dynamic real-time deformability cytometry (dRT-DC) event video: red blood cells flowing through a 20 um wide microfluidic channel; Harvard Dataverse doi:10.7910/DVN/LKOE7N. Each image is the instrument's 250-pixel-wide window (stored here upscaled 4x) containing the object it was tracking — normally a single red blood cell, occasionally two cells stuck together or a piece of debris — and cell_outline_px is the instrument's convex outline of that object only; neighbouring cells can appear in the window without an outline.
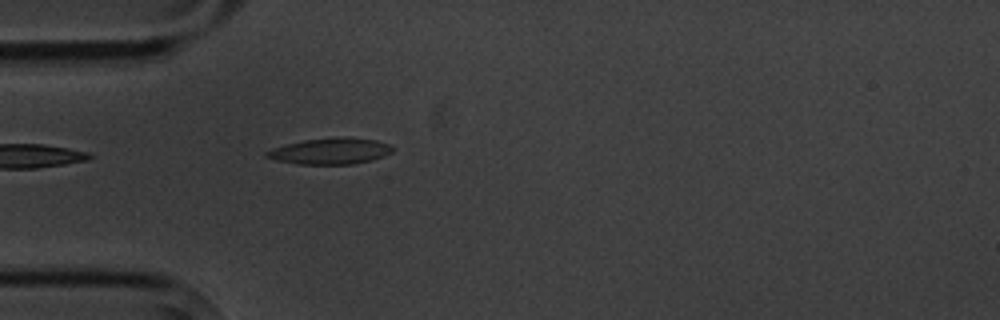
{"species": "common noctule bat (a hibernating species)", "species_latin": "Nyctalus noctula", "temperature_condition": "cold", "stored_images_in_passage": 4, "camera_frame_rate_fps": 3000, "um_per_image_px": 0.085, "animal": {"sex": "male", "body_mass_g": 20.1, "forearm_length_mm": 53.5}, "frame": {"image": 1, "passage_image": 4, "time_ms": 4.333, "image_size_px": [1000, 320], "cell_outline_px": [[392, 152], [384, 156], [372, 160], [352, 164], [300, 164], [276, 160], [264, 156], [264, 152], [272, 148], [304, 140], [336, 136], [344, 136], [376, 140], [388, 144], [392, 148]], "centroid_in_image_um": [28.07, 12.83], "position_along_channel_um": 56.9, "area_um2": 19.25}}